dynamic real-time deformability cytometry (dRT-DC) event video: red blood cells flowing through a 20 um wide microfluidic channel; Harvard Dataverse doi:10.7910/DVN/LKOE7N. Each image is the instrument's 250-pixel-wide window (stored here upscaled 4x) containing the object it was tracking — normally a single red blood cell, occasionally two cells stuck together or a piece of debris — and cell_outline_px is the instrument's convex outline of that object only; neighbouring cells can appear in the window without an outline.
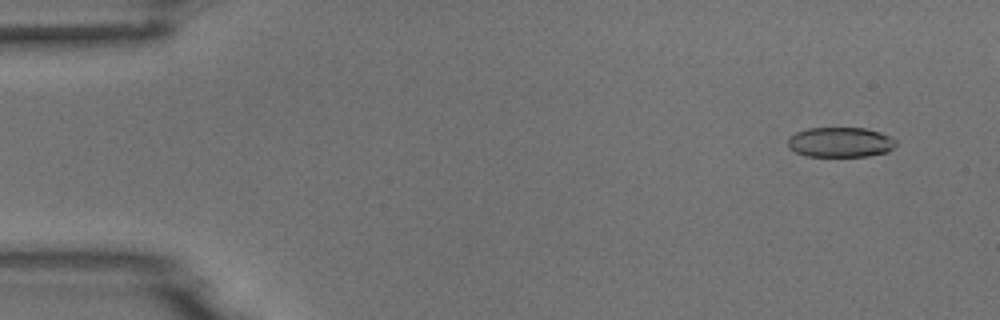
{"species": "common noctule bat (a hibernating species)", "species_latin": "Nyctalus noctula", "temperature_condition": "room temperature", "stored_images_in_passage": 4, "camera_frame_rate_fps": 3000, "um_per_image_px": 0.085, "animal": {"sex": "male", "body_mass_g": 18.8}, "frame": {"image": 1, "passage_image": 1, "time_ms": 0.0, "image_size_px": [1000, 320], "cell_outline_px": [[896, 144], [888, 152], [868, 156], [804, 156], [788, 148], [788, 136], [796, 132], [808, 128], [864, 128], [880, 132], [896, 140]], "centroid_in_image_um": [71.4, 12.09], "position_along_channel_um": 13.6, "area_um2": 18.96}}
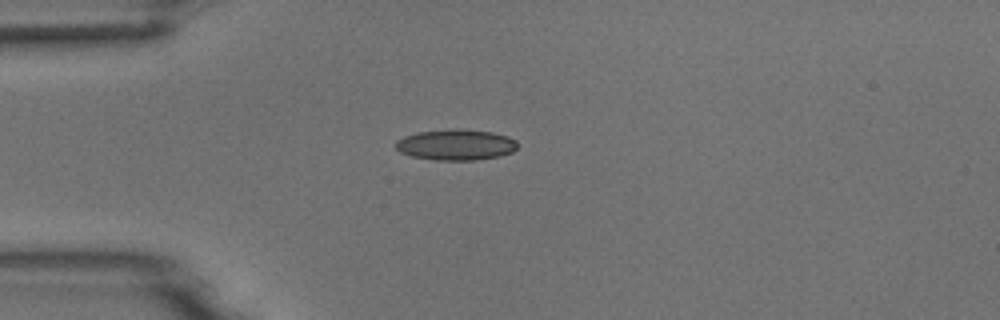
{"frame": {"image": 2, "passage_image": 4, "time_ms": 1.0, "image_size_px": [1000, 320], "cell_outline_px": [[516, 148], [512, 152], [500, 156], [476, 160], [432, 160], [412, 156], [400, 152], [396, 148], [396, 140], [404, 136], [416, 132], [456, 128], [460, 128], [492, 132], [508, 136], [516, 140]], "centroid_in_image_um": [38.74, 12.3], "position_along_channel_um": 46.3, "area_um2": 22.08}}